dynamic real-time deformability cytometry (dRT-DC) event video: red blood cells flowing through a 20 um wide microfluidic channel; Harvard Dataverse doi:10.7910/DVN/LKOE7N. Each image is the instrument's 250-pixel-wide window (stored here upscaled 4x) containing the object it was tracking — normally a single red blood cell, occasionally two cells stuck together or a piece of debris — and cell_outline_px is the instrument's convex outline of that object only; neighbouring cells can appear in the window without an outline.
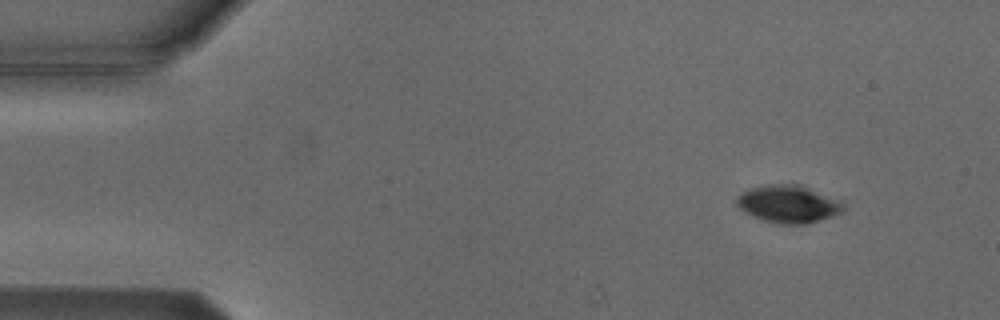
{"species": "Egyptian fruit bat (a non-hibernating species)", "species_latin": "Rousettus aegyptiacus", "temperature_condition": "cold", "stored_images_in_passage": 4, "camera_frame_rate_fps": 3000, "um_per_image_px": 0.085, "animal": {"sex": "male"}, "frame": {"image": 1, "passage_image": 1, "time_ms": 0.0, "image_size_px": [1000, 320], "cell_outline_px": [[844, 208], [840, 212], [832, 216], [804, 224], [780, 224], [764, 220], [744, 212], [736, 204], [736, 196], [740, 192], [752, 188], [772, 184], [796, 184], [840, 200], [844, 204]], "centroid_in_image_um": [66.97, 17.34], "position_along_channel_um": 18.0, "area_um2": 22.95}}